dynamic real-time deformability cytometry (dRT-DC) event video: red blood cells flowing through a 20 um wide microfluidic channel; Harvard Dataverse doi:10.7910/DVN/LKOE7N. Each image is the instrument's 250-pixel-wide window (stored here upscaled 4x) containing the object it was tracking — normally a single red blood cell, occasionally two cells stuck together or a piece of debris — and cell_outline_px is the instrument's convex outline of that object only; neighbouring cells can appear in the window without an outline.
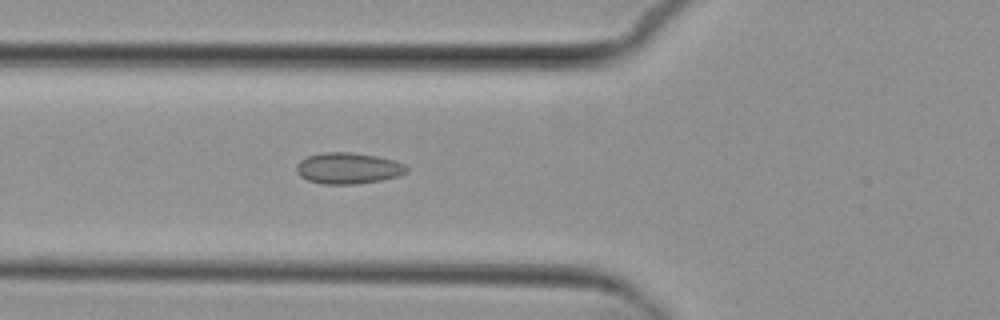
{"species": "common noctule bat (a hibernating species)", "species_latin": "Nyctalus noctula", "temperature_condition": "cold", "stored_images_in_passage": 3, "camera_frame_rate_fps": 3000, "um_per_image_px": 0.085, "animal": {"sex": "female", "body_mass_g": 29.2, "forearm_length_mm": 56.3}, "frame": {"image": 1, "passage_image": 3, "time_ms": 2.333, "image_size_px": [1000, 320], "cell_outline_px": [[408, 172], [396, 176], [380, 180], [356, 184], [320, 184], [308, 180], [300, 176], [296, 172], [296, 164], [300, 160], [308, 156], [320, 152], [352, 152], [376, 156], [392, 160], [404, 164], [408, 168]], "centroid_in_image_um": [29.55, 14.3], "position_along_channel_um": 96.3, "area_um2": 20.06}}